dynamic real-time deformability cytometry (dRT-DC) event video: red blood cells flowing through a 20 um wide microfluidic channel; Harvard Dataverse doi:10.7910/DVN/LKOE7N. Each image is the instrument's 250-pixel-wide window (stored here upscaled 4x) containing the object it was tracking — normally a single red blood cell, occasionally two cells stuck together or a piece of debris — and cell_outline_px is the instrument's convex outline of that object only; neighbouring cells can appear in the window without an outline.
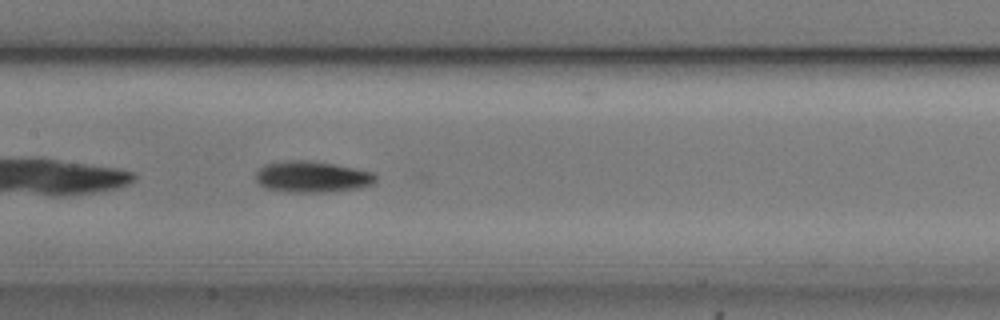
{"species": "common noctule bat (a hibernating species)", "species_latin": "Nyctalus noctula", "temperature_condition": "cold", "stored_images_in_passage": 25, "camera_frame_rate_fps": 3000, "um_per_image_px": 0.085, "animal": {"sex": "male", "body_mass_g": 20.5, "forearm_length_mm": 52.5}, "frame": {"image": 1, "passage_image": 10, "time_ms": 3.0, "image_size_px": [1000, 320], "cell_outline_px": [[376, 184], [360, 188], [328, 192], [288, 192], [264, 188], [256, 180], [256, 172], [264, 164], [284, 160], [312, 160], [336, 164], [376, 172]], "centroid_in_image_um": [26.57, 15.02], "position_along_channel_um": 180.8, "area_um2": 22.37}}
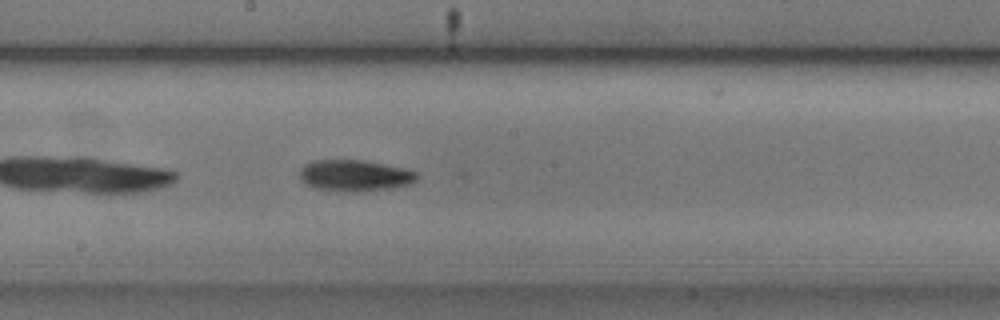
{"frame": {"image": 2, "passage_image": 13, "time_ms": 4.0, "image_size_px": [1000, 320], "cell_outline_px": [[420, 176], [412, 184], [392, 188], [356, 192], [352, 192], [316, 188], [304, 184], [300, 176], [300, 168], [304, 164], [312, 160], [364, 160], [384, 164], [416, 172]], "centroid_in_image_um": [30.14, 14.92], "position_along_channel_um": 218.1, "area_um2": 21.44}}
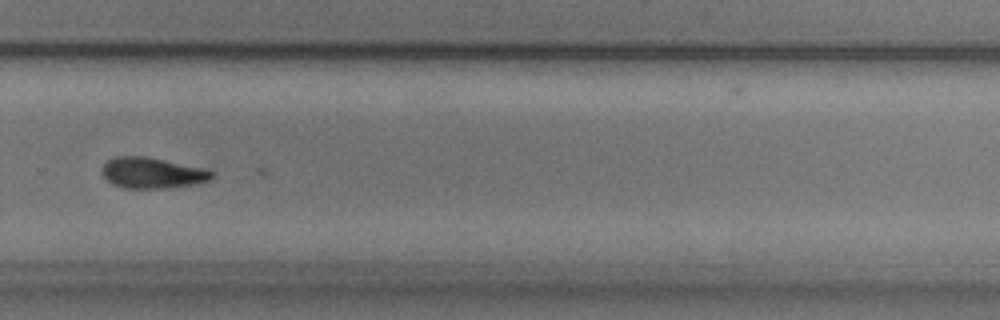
{"frame": {"image": 3, "passage_image": 21, "time_ms": 6.667, "image_size_px": [1000, 320], "cell_outline_px": [[212, 176], [208, 180], [196, 184], [168, 188], [124, 188], [112, 184], [104, 176], [104, 164], [108, 160], [116, 156], [144, 156], [204, 168], [212, 172]], "centroid_in_image_um": [12.94, 14.7], "position_along_channel_um": 316.9, "area_um2": 19.42}}